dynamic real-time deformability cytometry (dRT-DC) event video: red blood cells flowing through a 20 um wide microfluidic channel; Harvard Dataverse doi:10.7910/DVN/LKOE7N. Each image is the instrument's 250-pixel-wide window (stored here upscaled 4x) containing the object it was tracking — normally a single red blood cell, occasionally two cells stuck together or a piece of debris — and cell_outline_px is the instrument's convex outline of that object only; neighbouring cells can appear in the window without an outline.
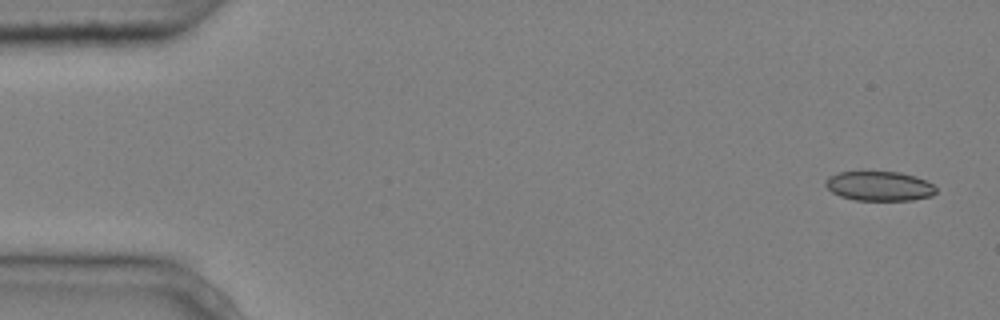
{"species": "common noctule bat (a hibernating species)", "species_latin": "Nyctalus noctula", "temperature_condition": "cold", "stored_images_in_passage": 7, "camera_frame_rate_fps": 3000, "um_per_image_px": 0.085, "animal": {"sex": "male", "body_mass_g": 20.4}, "frame": {"image": 1, "passage_image": 1, "time_ms": 0.0, "image_size_px": [1000, 320], "cell_outline_px": [[936, 192], [932, 196], [912, 200], [856, 200], [840, 196], [832, 192], [824, 184], [824, 180], [828, 176], [840, 172], [900, 172], [916, 176], [932, 184], [936, 188]], "centroid_in_image_um": [74.73, 15.81], "position_along_channel_um": 10.3, "area_um2": 19.02}}
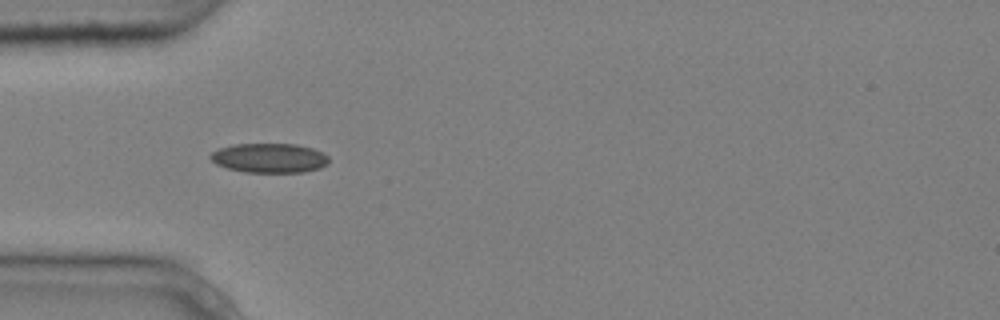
{"frame": {"image": 2, "passage_image": 5, "time_ms": 1.333, "image_size_px": [1000, 320], "cell_outline_px": [[328, 164], [320, 168], [304, 172], [244, 172], [228, 168], [216, 164], [208, 156], [212, 152], [220, 148], [236, 144], [296, 144], [312, 148], [328, 156]], "centroid_in_image_um": [22.9, 13.43], "position_along_channel_um": 62.1, "area_um2": 20.23}}
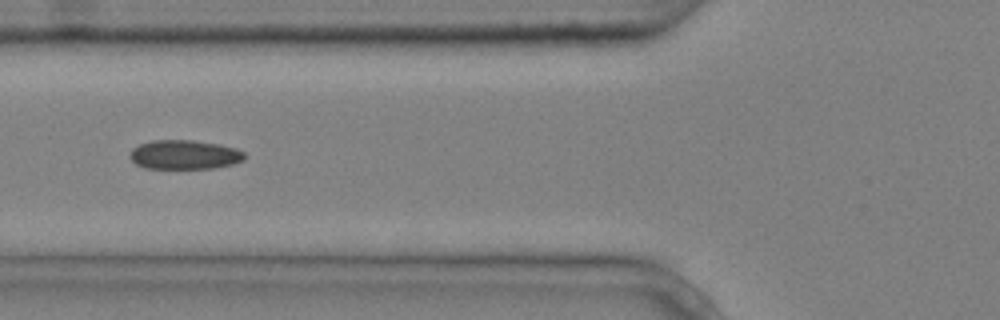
{"frame": {"image": 3, "passage_image": 6, "time_ms": 1.667, "image_size_px": [1000, 320], "cell_outline_px": [[244, 160], [232, 164], [212, 168], [144, 168], [136, 164], [128, 156], [132, 148], [140, 144], [152, 140], [192, 140], [220, 144], [236, 148], [244, 152]], "centroid_in_image_um": [15.66, 13.14], "position_along_channel_um": 110.1, "area_um2": 19.54}}